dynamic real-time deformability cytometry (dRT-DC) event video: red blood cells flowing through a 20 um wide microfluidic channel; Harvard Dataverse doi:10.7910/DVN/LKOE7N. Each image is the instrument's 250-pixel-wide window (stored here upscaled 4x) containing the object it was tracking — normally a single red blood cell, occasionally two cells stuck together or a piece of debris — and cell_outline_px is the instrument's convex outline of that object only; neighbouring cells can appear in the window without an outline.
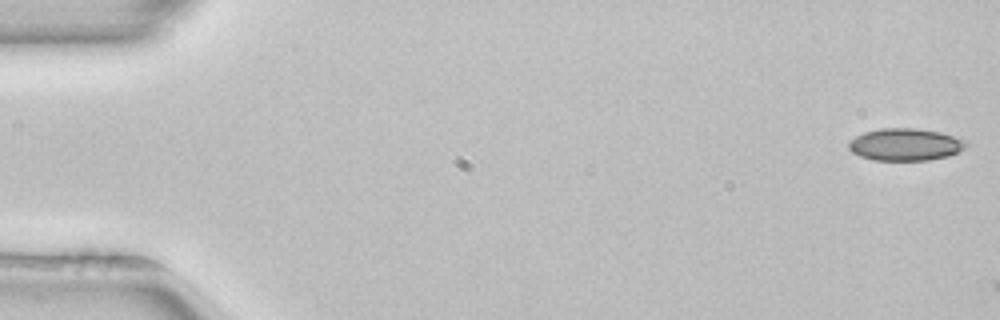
{"species": "common noctule bat (a hibernating species)", "species_latin": "Nyctalus noctula", "temperature_condition": "room temperature", "stored_images_in_passage": 3, "camera_frame_rate_fps": 3000, "um_per_image_px": 0.085, "animal": {"sex": "female", "body_mass_g": 22.7, "forearm_length_mm": 54.2}, "frame": {"image": 1, "passage_image": 1, "time_ms": 0.0, "image_size_px": [1000, 320], "cell_outline_px": [[968, 144], [964, 148], [948, 156], [928, 160], [872, 160], [860, 156], [852, 152], [848, 148], [848, 144], [856, 136], [864, 132], [880, 128], [916, 128], [940, 132], [968, 140]], "centroid_in_image_um": [76.96, 12.28], "position_along_channel_um": 8.0, "area_um2": 22.08}}